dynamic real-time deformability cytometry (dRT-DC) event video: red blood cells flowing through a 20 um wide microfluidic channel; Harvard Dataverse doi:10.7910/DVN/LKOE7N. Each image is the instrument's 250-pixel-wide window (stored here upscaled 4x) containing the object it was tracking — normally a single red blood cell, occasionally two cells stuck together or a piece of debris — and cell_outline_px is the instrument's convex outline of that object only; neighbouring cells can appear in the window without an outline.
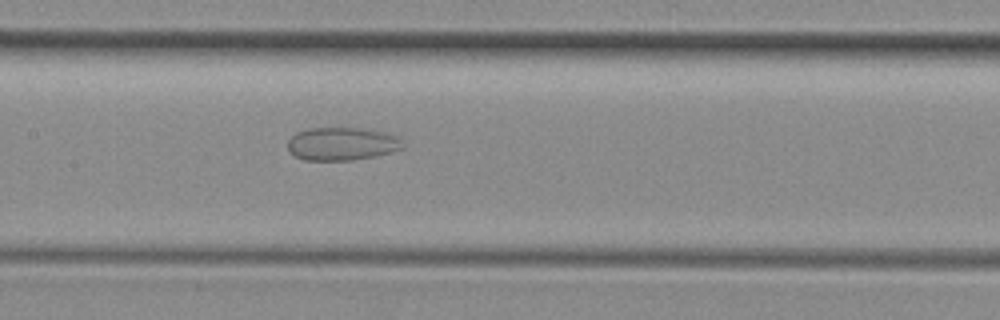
{"species": "common noctule bat (a hibernating species)", "species_latin": "Nyctalus noctula", "temperature_condition": "room temperature", "stored_images_in_passage": 50, "segment_of_instrument_passage": [2, 2], "camera_frame_rate_fps": 3000, "um_per_image_px": 0.085, "animal": {"sex": "female", "body_mass_g": 29.2, "forearm_length_mm": 56.3}, "frame": {"image": 1, "passage_image": 24, "time_ms": 7.667, "image_size_px": [1000, 320], "cell_outline_px": [[404, 148], [392, 152], [376, 156], [352, 160], [304, 160], [288, 152], [288, 140], [296, 132], [308, 128], [364, 128], [388, 132], [396, 136], [400, 140]], "centroid_in_image_um": [29.06, 12.22], "position_along_channel_um": 178.3, "area_um2": 22.37}}
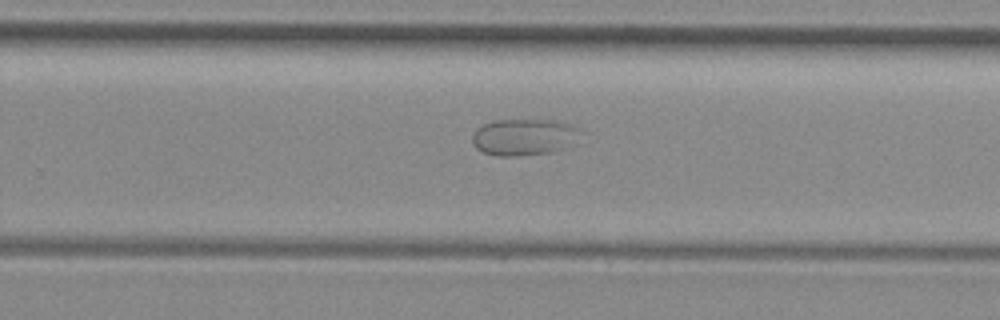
{"frame": {"image": 2, "passage_image": 32, "time_ms": 10.333, "image_size_px": [1000, 320], "cell_outline_px": [[576, 128], [564, 148], [548, 152], [520, 156], [496, 156], [484, 152], [476, 148], [472, 144], [472, 136], [476, 128], [492, 120], [560, 120], [572, 124]], "centroid_in_image_um": [44.37, 11.64], "position_along_channel_um": 285.4, "area_um2": 22.43}}
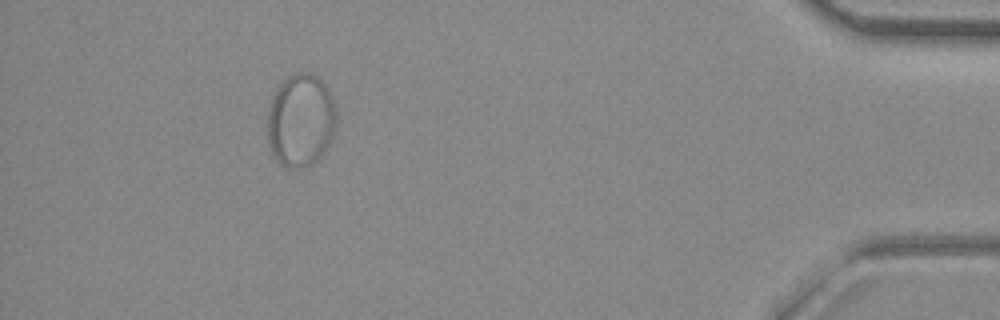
{"frame": {"image": 3, "passage_image": 46, "time_ms": 15.0, "image_size_px": [1000, 320], "cell_outline_px": [[336, 128], [324, 152], [312, 164], [304, 168], [288, 168], [280, 164], [276, 160], [268, 144], [268, 108], [272, 96], [280, 84], [288, 76], [296, 72], [308, 72], [316, 76], [324, 84], [332, 96], [336, 108]], "centroid_in_image_um": [25.55, 10.24], "position_along_channel_um": 409.6, "area_um2": 37.57}}